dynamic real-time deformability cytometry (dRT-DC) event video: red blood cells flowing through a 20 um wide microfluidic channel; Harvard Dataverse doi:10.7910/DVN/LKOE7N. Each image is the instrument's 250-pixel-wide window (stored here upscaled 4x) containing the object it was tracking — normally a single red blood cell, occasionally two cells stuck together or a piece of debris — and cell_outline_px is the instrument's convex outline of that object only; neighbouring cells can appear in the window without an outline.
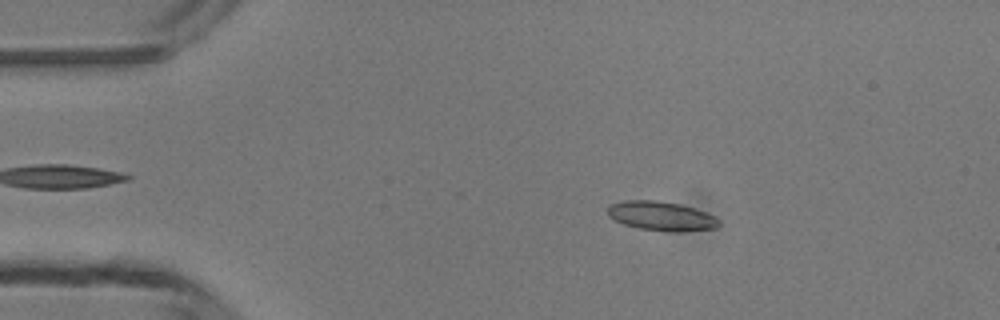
{"species": "common noctule bat (a hibernating species)", "species_latin": "Nyctalus noctula", "temperature_condition": "room temperature", "stored_images_in_passage": 41, "camera_frame_rate_fps": 3000, "um_per_image_px": 0.085, "animal": {"sex": "male", "body_mass_g": 13.3}, "frame": {"image": 1, "passage_image": 8, "time_ms": 2.333, "image_size_px": [1000, 320], "cell_outline_px": [[720, 224], [716, 228], [676, 232], [672, 232], [636, 228], [624, 224], [608, 216], [608, 204], [624, 200], [652, 200], [680, 204], [704, 212], [720, 220]], "centroid_in_image_um": [56.17, 18.37], "position_along_channel_um": 28.8, "area_um2": 18.84}}
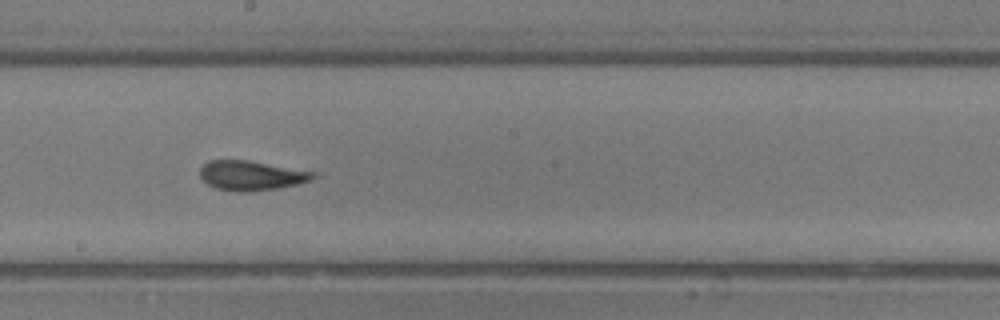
{"frame": {"image": 2, "passage_image": 26, "time_ms": 8.333, "image_size_px": [1000, 320], "cell_outline_px": [[320, 172], [316, 176], [308, 180], [296, 184], [276, 188], [252, 192], [236, 192], [216, 188], [208, 184], [200, 176], [200, 168], [208, 160], [248, 160]], "centroid_in_image_um": [21.37, 14.91], "position_along_channel_um": 226.8, "area_um2": 19.65}}
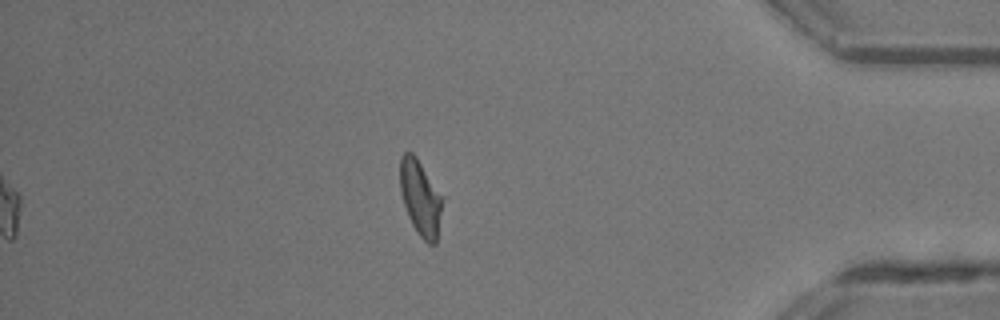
{"frame": {"image": 3, "passage_image": 41, "time_ms": 13.333, "image_size_px": [1000, 320], "cell_outline_px": [[444, 196], [436, 244], [428, 244], [420, 236], [412, 224], [408, 216], [400, 192], [400, 160], [404, 152], [412, 152], [416, 156]], "centroid_in_image_um": [35.75, 16.8], "position_along_channel_um": 399.4, "area_um2": 18.79}, "authors_computed_cell_mechanics": {"area_um2": 18.9006, "velocity_mm_per_s": 4.2422, "shape_relaxation_time_tau1_ms": 8.3087, "shape_relaxation_time_tau2_ms": 1.8589, "deformation_change_tau1": 0.2207, "deformation_change_tau2": 0.0968}}